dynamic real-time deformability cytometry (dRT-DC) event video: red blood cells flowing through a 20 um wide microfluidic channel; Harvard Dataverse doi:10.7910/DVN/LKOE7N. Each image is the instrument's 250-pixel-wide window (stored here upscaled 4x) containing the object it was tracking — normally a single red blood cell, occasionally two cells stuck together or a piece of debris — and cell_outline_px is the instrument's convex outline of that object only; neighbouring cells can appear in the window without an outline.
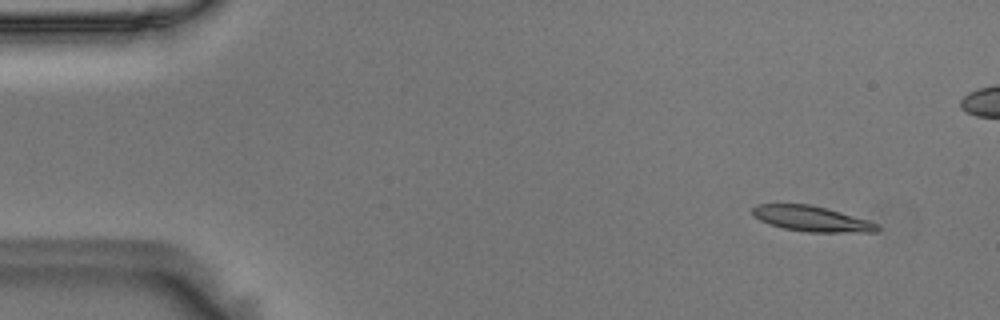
{"species": "Egyptian fruit bat (a non-hibernating species)", "species_latin": "Rousettus aegyptiacus", "temperature_condition": "room temperature", "stored_images_in_passage": 15, "camera_frame_rate_fps": 3000, "um_per_image_px": 0.085, "animal": {"sex": "male"}, "frame": {"image": 1, "passage_image": 5, "time_ms": 1.333, "image_size_px": [1000, 320], "cell_outline_px": [[880, 228], [876, 232], [808, 232], [784, 228], [768, 224], [752, 216], [752, 208], [756, 204], [808, 204], [840, 212], [868, 220], [880, 224]], "centroid_in_image_um": [68.97, 18.6], "position_along_channel_um": 16.0, "area_um2": 18.44}}